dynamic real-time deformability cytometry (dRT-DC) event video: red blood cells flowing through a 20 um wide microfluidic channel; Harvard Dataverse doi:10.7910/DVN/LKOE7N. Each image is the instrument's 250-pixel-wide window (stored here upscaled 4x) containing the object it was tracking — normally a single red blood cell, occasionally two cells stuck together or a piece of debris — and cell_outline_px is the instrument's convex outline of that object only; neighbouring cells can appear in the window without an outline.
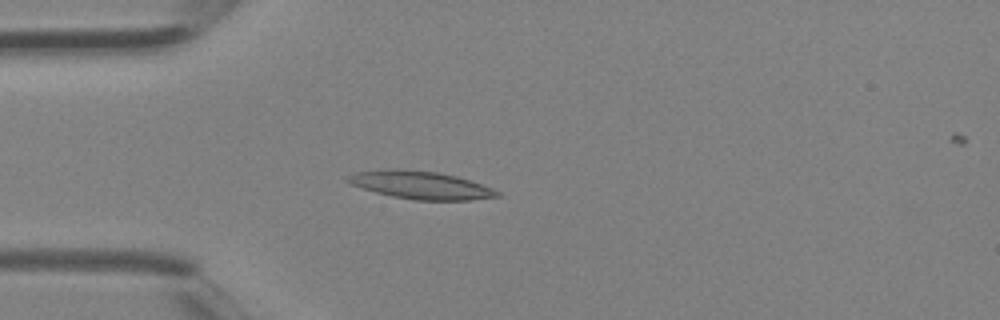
{"species": "Egyptian fruit bat (a non-hibernating species)", "species_latin": "Rousettus aegyptiacus", "temperature_condition": "room temperature", "stored_images_in_passage": 3, "camera_frame_rate_fps": 3000, "um_per_image_px": 0.085, "animal": {"sex": "female"}, "frame": {"image": 1, "passage_image": 3, "time_ms": 0.667, "image_size_px": [1000, 320], "cell_outline_px": [[500, 196], [468, 200], [416, 200], [392, 196], [376, 192], [352, 184], [344, 180], [344, 176], [356, 172], [392, 168], [396, 168], [436, 172], [456, 176], [492, 188], [500, 192]], "centroid_in_image_um": [35.71, 15.72], "position_along_channel_um": 49.3, "area_um2": 24.04}}